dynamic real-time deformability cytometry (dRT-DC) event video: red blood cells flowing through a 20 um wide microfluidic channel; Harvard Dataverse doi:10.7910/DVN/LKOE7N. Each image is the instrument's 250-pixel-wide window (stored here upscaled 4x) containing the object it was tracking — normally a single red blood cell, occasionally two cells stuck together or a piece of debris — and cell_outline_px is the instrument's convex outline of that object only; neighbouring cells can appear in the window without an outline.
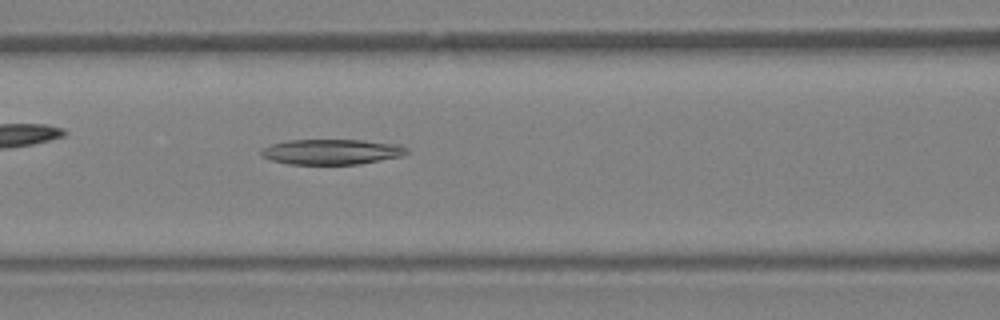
{"species": "Egyptian fruit bat (a non-hibernating species)", "species_latin": "Rousettus aegyptiacus", "temperature_condition": "warm", "stored_images_in_passage": 32, "camera_frame_rate_fps": 3000, "um_per_image_px": 0.085, "animal": {"sex": "female"}, "frame": {"image": 1, "passage_image": 9, "time_ms": 2.667, "image_size_px": [1000, 320], "cell_outline_px": [[408, 152], [400, 156], [360, 164], [288, 164], [272, 160], [260, 156], [260, 152], [264, 148], [272, 144], [288, 140], [360, 140], [400, 144], [408, 148]], "centroid_in_image_um": [28.19, 12.9], "position_along_channel_um": 138.4, "area_um2": 21.39}}
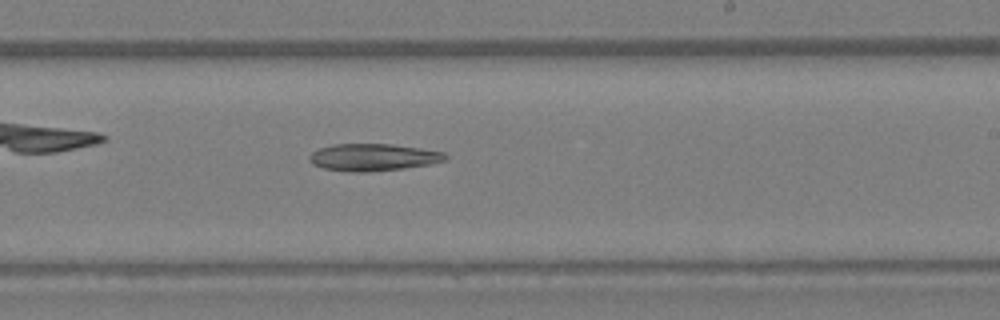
{"frame": {"image": 2, "passage_image": 16, "time_ms": 5.0, "image_size_px": [1000, 320], "cell_outline_px": [[448, 160], [428, 164], [404, 168], [368, 172], [352, 172], [324, 168], [312, 164], [308, 160], [308, 156], [312, 152], [320, 148], [332, 144], [392, 144], [420, 148], [444, 152], [448, 156]], "centroid_in_image_um": [31.71, 13.36], "position_along_channel_um": 257.3, "area_um2": 21.56}}
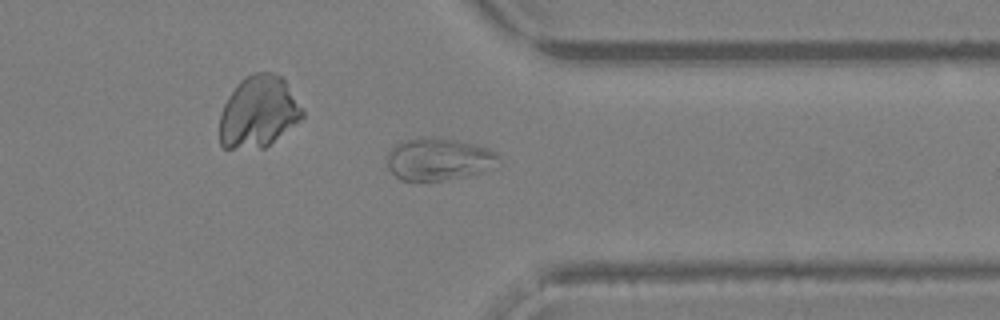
{"frame": {"image": 3, "passage_image": 23, "time_ms": 7.333, "image_size_px": [1000, 320], "cell_outline_px": [[504, 164], [480, 172], [444, 180], [400, 180], [388, 168], [388, 152], [396, 144], [404, 140], [424, 136], [432, 136], [480, 144], [496, 152], [500, 156]], "centroid_in_image_um": [37.36, 13.5], "position_along_channel_um": 374.0, "area_um2": 27.92}}